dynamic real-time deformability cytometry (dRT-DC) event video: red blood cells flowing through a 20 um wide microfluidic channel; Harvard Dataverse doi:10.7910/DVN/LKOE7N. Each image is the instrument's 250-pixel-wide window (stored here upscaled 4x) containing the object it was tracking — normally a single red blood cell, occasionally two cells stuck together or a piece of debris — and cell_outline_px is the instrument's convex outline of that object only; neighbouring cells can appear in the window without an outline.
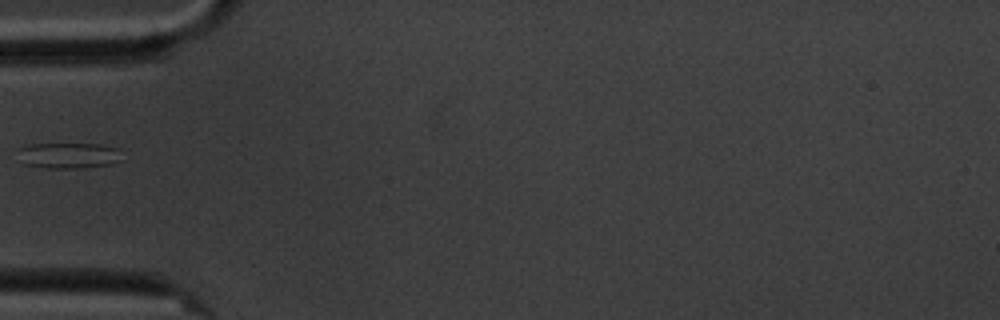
{"species": "common noctule bat (a hibernating species)", "species_latin": "Nyctalus noctula", "temperature_condition": "cold", "stored_images_in_passage": 5, "camera_frame_rate_fps": 3000, "um_per_image_px": 0.085, "animal": {"sex": "male", "body_mass_g": 20.1, "forearm_length_mm": 53.5}, "frame": {"image": 1, "passage_image": 5, "time_ms": 5.333, "image_size_px": [1000, 320], "cell_outline_px": [[124, 160], [112, 164], [84, 168], [48, 168], [24, 164], [20, 148], [28, 144], [100, 144], [116, 148]], "centroid_in_image_um": [5.92, 13.22], "position_along_channel_um": 79.1, "area_um2": 15.49}}